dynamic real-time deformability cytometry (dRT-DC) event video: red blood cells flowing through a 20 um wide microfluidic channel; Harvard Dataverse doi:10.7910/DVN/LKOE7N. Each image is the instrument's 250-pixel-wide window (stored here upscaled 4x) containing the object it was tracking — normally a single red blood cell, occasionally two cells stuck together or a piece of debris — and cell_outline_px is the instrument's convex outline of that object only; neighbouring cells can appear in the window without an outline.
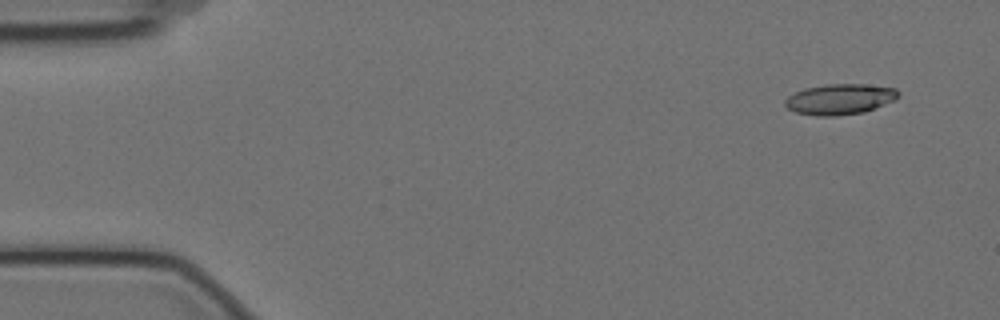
{"species": "Egyptian fruit bat (a non-hibernating species)", "species_latin": "Rousettus aegyptiacus", "temperature_condition": "cold", "stored_images_in_passage": 9, "camera_frame_rate_fps": 3000, "um_per_image_px": 0.085, "animal": {"sex": "female"}, "frame": {"image": 1, "passage_image": 1, "time_ms": 0.0, "image_size_px": [1000, 320], "cell_outline_px": [[900, 96], [896, 100], [864, 112], [836, 116], [816, 116], [796, 112], [788, 108], [784, 104], [784, 100], [788, 96], [804, 88], [824, 84], [864, 84], [896, 88], [900, 92]], "centroid_in_image_um": [71.41, 8.43], "position_along_channel_um": 13.6, "area_um2": 20.4}}
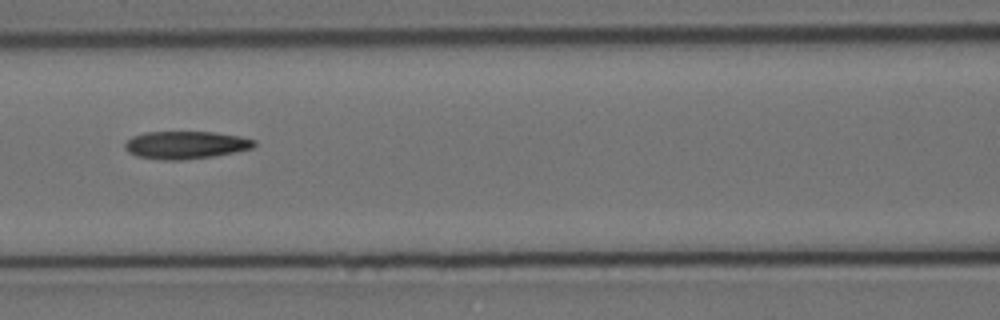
{"frame": {"image": 2, "passage_image": 7, "time_ms": 2.0, "image_size_px": [1000, 320], "cell_outline_px": [[256, 144], [252, 148], [212, 156], [184, 160], [164, 160], [136, 156], [128, 152], [124, 148], [124, 144], [132, 136], [144, 132], [212, 132], [240, 136], [256, 140]], "centroid_in_image_um": [15.75, 12.32], "position_along_channel_um": 150.9, "area_um2": 20.81}}
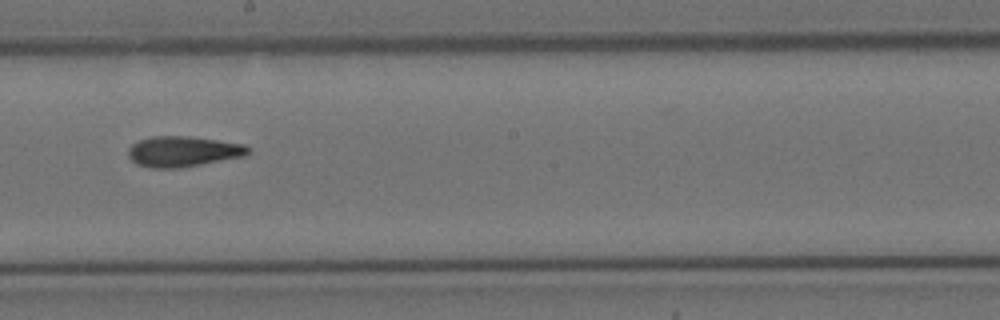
{"frame": {"image": 3, "passage_image": 9, "time_ms": 2.667, "image_size_px": [1000, 320], "cell_outline_px": [[248, 152], [244, 156], [180, 168], [148, 168], [136, 164], [128, 156], [128, 148], [132, 144], [140, 140], [152, 136], [188, 136], [244, 144], [248, 148]], "centroid_in_image_um": [15.5, 12.88], "position_along_channel_um": 232.7, "area_um2": 21.21}}